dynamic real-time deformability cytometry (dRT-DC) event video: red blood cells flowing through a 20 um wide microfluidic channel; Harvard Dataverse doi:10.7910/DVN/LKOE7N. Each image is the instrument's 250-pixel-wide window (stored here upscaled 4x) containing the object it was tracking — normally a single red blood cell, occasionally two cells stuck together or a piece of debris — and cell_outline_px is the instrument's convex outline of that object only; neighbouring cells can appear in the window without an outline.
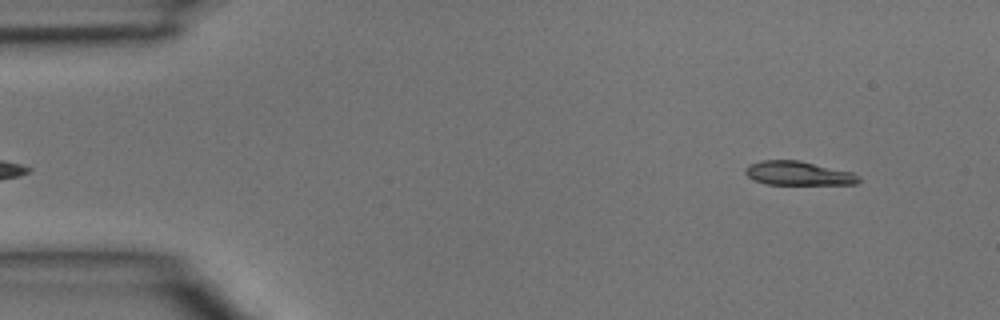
{"species": "common noctule bat (a hibernating species)", "species_latin": "Nyctalus noctula", "temperature_condition": "room temperature", "stored_images_in_passage": 42, "camera_frame_rate_fps": 3000, "um_per_image_px": 0.085, "animal": {"sex": "male", "body_mass_g": 15.6}, "frame": {"image": 1, "passage_image": 2, "time_ms": 0.333, "image_size_px": [1000, 320], "cell_outline_px": [[860, 180], [856, 184], [768, 184], [752, 180], [744, 172], [744, 168], [748, 164], [760, 160], [800, 160], [852, 172], [860, 176]], "centroid_in_image_um": [67.81, 14.72], "position_along_channel_um": 17.2, "area_um2": 15.95}}
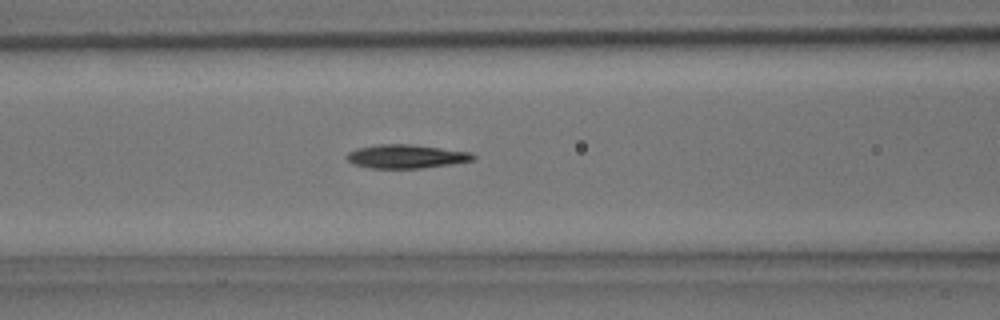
{"frame": {"image": 2, "passage_image": 16, "time_ms": 5.0, "image_size_px": [1000, 320], "cell_outline_px": [[476, 156], [472, 160], [448, 164], [420, 168], [372, 168], [352, 164], [344, 156], [348, 152], [356, 148], [376, 144], [412, 144], [472, 152]], "centroid_in_image_um": [34.47, 13.28], "position_along_channel_um": 132.1, "area_um2": 17.46}}
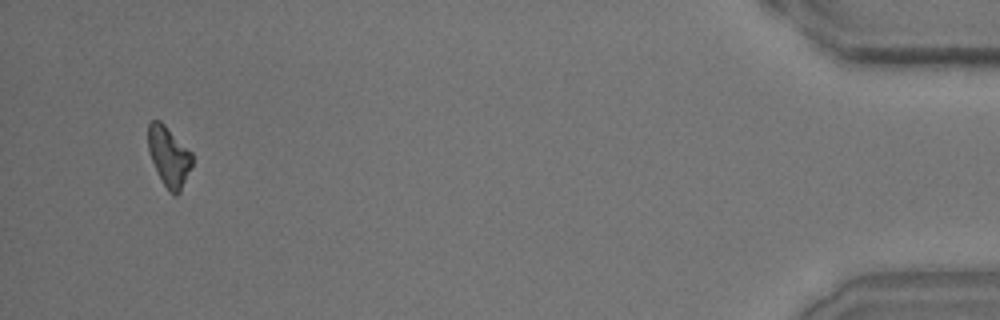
{"frame": {"image": 3, "passage_image": 41, "time_ms": 13.333, "image_size_px": [1000, 320], "cell_outline_px": [[192, 164], [180, 192], [176, 196], [172, 196], [168, 192], [152, 160], [148, 148], [148, 124], [152, 120], [160, 120], [192, 152]], "centroid_in_image_um": [14.36, 13.3], "position_along_channel_um": 420.8, "area_um2": 15.2}}